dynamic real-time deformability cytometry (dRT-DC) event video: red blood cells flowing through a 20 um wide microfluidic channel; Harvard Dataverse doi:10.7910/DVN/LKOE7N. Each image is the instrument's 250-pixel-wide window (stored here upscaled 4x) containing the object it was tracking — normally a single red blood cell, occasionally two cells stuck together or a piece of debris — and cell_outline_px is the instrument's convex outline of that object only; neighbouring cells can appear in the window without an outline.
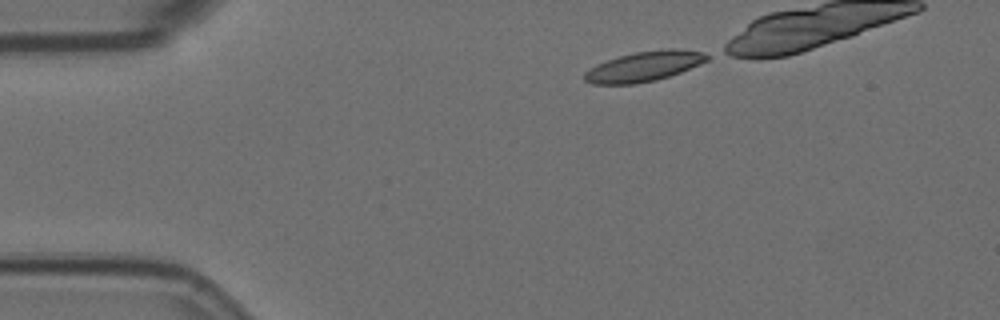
{"species": "Egyptian fruit bat (a non-hibernating species)", "species_latin": "Rousettus aegyptiacus", "temperature_condition": "room temperature", "stored_images_in_passage": 37, "camera_frame_rate_fps": 3000, "um_per_image_px": 0.085, "animal": {"sex": "female"}, "frame": {"image": 1, "passage_image": 1, "time_ms": 0.0, "image_size_px": [1000, 320], "cell_outline_px": [[708, 60], [680, 72], [656, 80], [636, 84], [592, 84], [584, 80], [584, 72], [596, 64], [620, 56], [636, 52], [668, 48], [680, 48], [704, 52], [708, 56]], "centroid_in_image_um": [54.74, 5.64], "position_along_channel_um": 30.3, "area_um2": 21.33}}
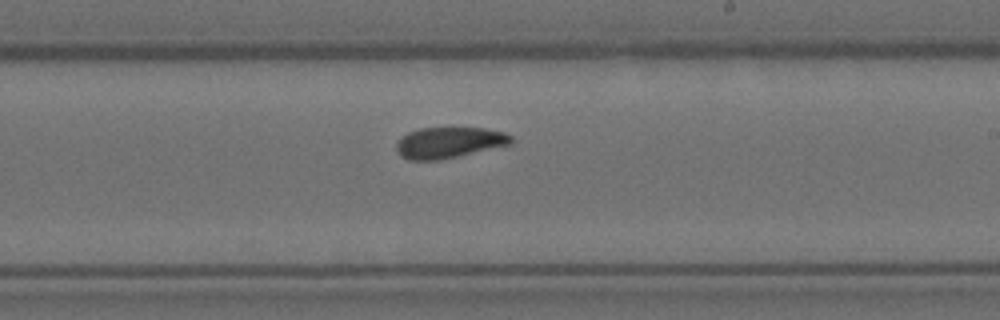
{"frame": {"image": 2, "passage_image": 24, "time_ms": 7.667, "image_size_px": [1000, 320], "cell_outline_px": [[512, 144], [440, 160], [408, 160], [400, 156], [396, 148], [396, 144], [408, 132], [420, 128], [484, 128], [504, 132], [512, 136]], "centroid_in_image_um": [38.18, 12.12], "position_along_channel_um": 250.8, "area_um2": 20.63}}
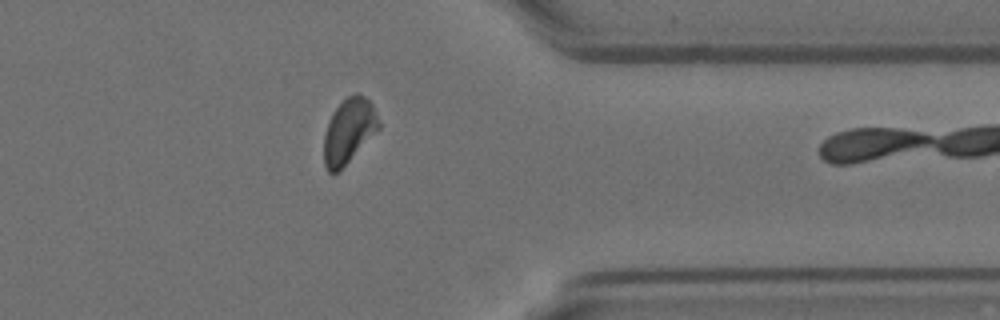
{"frame": {"image": 3, "passage_image": 36, "time_ms": 11.667, "image_size_px": [1000, 320], "cell_outline_px": [[380, 128], [336, 172], [328, 172], [324, 164], [324, 136], [332, 112], [348, 96], [356, 92], [364, 96], [372, 104], [376, 112], [380, 124]], "centroid_in_image_um": [29.65, 11.08], "position_along_channel_um": 381.8, "area_um2": 20.11}}